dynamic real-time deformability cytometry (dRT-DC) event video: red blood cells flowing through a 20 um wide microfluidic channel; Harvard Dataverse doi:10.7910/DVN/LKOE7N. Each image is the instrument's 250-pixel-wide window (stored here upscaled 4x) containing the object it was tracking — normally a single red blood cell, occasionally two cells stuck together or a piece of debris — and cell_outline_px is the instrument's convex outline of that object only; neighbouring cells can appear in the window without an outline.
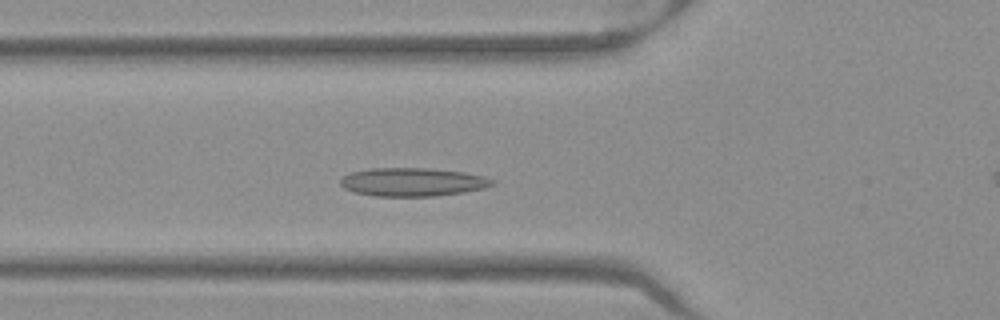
{"species": "Egyptian fruit bat (a non-hibernating species)", "species_latin": "Rousettus aegyptiacus", "temperature_condition": "warm", "stored_images_in_passage": 49, "camera_frame_rate_fps": 3000, "um_per_image_px": 0.085, "frame": {"image": 1, "passage_image": 15, "time_ms": 4.667, "image_size_px": [1000, 320], "cell_outline_px": [[496, 180], [492, 184], [484, 188], [460, 192], [432, 196], [376, 196], [356, 192], [344, 188], [340, 184], [340, 180], [344, 176], [352, 172], [372, 168], [428, 168], [464, 172], [484, 176]], "centroid_in_image_um": [35.07, 15.46], "position_along_channel_um": 90.7, "area_um2": 24.85}}
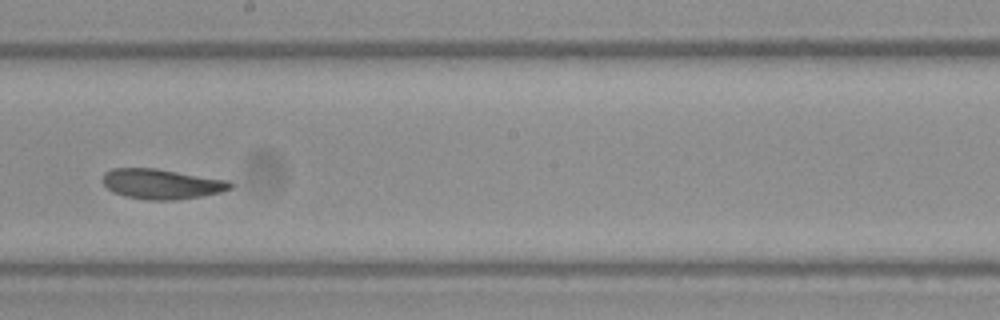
{"frame": {"image": 2, "passage_image": 26, "time_ms": 8.333, "image_size_px": [1000, 320], "cell_outline_px": [[236, 184], [232, 188], [220, 192], [200, 196], [176, 200], [148, 200], [124, 196], [112, 192], [100, 180], [104, 172], [112, 168], [156, 168], [228, 180]], "centroid_in_image_um": [13.72, 15.63], "position_along_channel_um": 234.5, "area_um2": 22.6}}
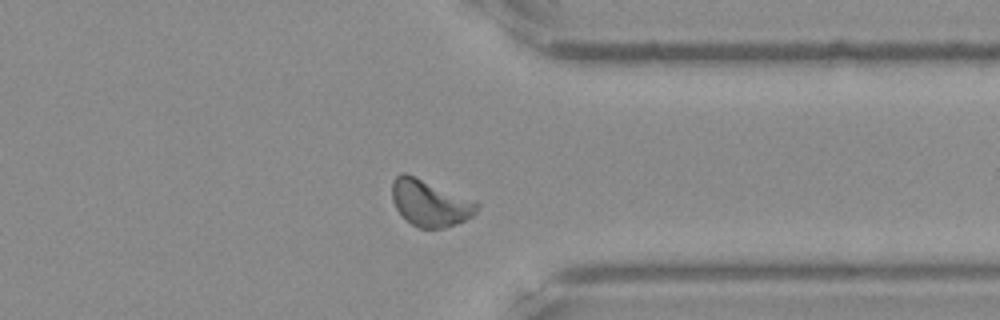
{"frame": {"image": 3, "passage_image": 37, "time_ms": 12.0, "image_size_px": [1000, 320], "cell_outline_px": [[480, 204], [476, 212], [472, 216], [456, 224], [444, 228], [420, 228], [412, 224], [396, 208], [392, 200], [392, 180], [400, 172], [404, 172], [476, 200]], "centroid_in_image_um": [36.56, 17.24], "position_along_channel_um": 374.8, "area_um2": 22.95}, "authors_computed_cell_mechanics": {"area_um2": 22.4264, "velocity_mm_per_s": 3.9095, "shape_relaxation_time_tau1_ms": null, "shape_relaxation_time_tau2_ms": 1.7457, "deformation_change_tau1": null, "deformation_change_tau2": 0.0694}}